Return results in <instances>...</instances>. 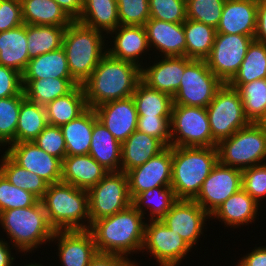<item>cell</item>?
Returning <instances> with one entry per match:
<instances>
[{
    "instance_id": "obj_23",
    "label": "cell",
    "mask_w": 266,
    "mask_h": 266,
    "mask_svg": "<svg viewBox=\"0 0 266 266\" xmlns=\"http://www.w3.org/2000/svg\"><path fill=\"white\" fill-rule=\"evenodd\" d=\"M258 0H225L217 33L241 34L254 38Z\"/></svg>"
},
{
    "instance_id": "obj_46",
    "label": "cell",
    "mask_w": 266,
    "mask_h": 266,
    "mask_svg": "<svg viewBox=\"0 0 266 266\" xmlns=\"http://www.w3.org/2000/svg\"><path fill=\"white\" fill-rule=\"evenodd\" d=\"M150 18L171 23H183L186 17V0H149Z\"/></svg>"
},
{
    "instance_id": "obj_21",
    "label": "cell",
    "mask_w": 266,
    "mask_h": 266,
    "mask_svg": "<svg viewBox=\"0 0 266 266\" xmlns=\"http://www.w3.org/2000/svg\"><path fill=\"white\" fill-rule=\"evenodd\" d=\"M108 34H110L113 38L112 41L111 39L109 41L111 42L109 45L111 47L106 49L110 56L116 59L134 63L140 68L146 64H143L142 55H146L147 51H152V49H150L144 26L119 25L116 29L110 31Z\"/></svg>"
},
{
    "instance_id": "obj_44",
    "label": "cell",
    "mask_w": 266,
    "mask_h": 266,
    "mask_svg": "<svg viewBox=\"0 0 266 266\" xmlns=\"http://www.w3.org/2000/svg\"><path fill=\"white\" fill-rule=\"evenodd\" d=\"M225 0H186V17L217 28Z\"/></svg>"
},
{
    "instance_id": "obj_4",
    "label": "cell",
    "mask_w": 266,
    "mask_h": 266,
    "mask_svg": "<svg viewBox=\"0 0 266 266\" xmlns=\"http://www.w3.org/2000/svg\"><path fill=\"white\" fill-rule=\"evenodd\" d=\"M106 34L77 20L65 29L62 48L65 51L71 76L82 85L107 53ZM107 46V47H106ZM105 49V50H104Z\"/></svg>"
},
{
    "instance_id": "obj_58",
    "label": "cell",
    "mask_w": 266,
    "mask_h": 266,
    "mask_svg": "<svg viewBox=\"0 0 266 266\" xmlns=\"http://www.w3.org/2000/svg\"><path fill=\"white\" fill-rule=\"evenodd\" d=\"M258 124L265 130L266 132V113L262 117V119L258 122Z\"/></svg>"
},
{
    "instance_id": "obj_9",
    "label": "cell",
    "mask_w": 266,
    "mask_h": 266,
    "mask_svg": "<svg viewBox=\"0 0 266 266\" xmlns=\"http://www.w3.org/2000/svg\"><path fill=\"white\" fill-rule=\"evenodd\" d=\"M206 109L212 138L217 144L250 123L239 92L227 83L216 91Z\"/></svg>"
},
{
    "instance_id": "obj_11",
    "label": "cell",
    "mask_w": 266,
    "mask_h": 266,
    "mask_svg": "<svg viewBox=\"0 0 266 266\" xmlns=\"http://www.w3.org/2000/svg\"><path fill=\"white\" fill-rule=\"evenodd\" d=\"M223 82L209 69L205 60L193 59L186 67L173 105L206 108Z\"/></svg>"
},
{
    "instance_id": "obj_12",
    "label": "cell",
    "mask_w": 266,
    "mask_h": 266,
    "mask_svg": "<svg viewBox=\"0 0 266 266\" xmlns=\"http://www.w3.org/2000/svg\"><path fill=\"white\" fill-rule=\"evenodd\" d=\"M191 249L179 233L161 220H148L145 223L142 253L149 252L159 266H179Z\"/></svg>"
},
{
    "instance_id": "obj_22",
    "label": "cell",
    "mask_w": 266,
    "mask_h": 266,
    "mask_svg": "<svg viewBox=\"0 0 266 266\" xmlns=\"http://www.w3.org/2000/svg\"><path fill=\"white\" fill-rule=\"evenodd\" d=\"M148 43L159 56H186L183 23H171L149 18L144 25ZM155 48V49H154ZM161 52V53H160Z\"/></svg>"
},
{
    "instance_id": "obj_56",
    "label": "cell",
    "mask_w": 266,
    "mask_h": 266,
    "mask_svg": "<svg viewBox=\"0 0 266 266\" xmlns=\"http://www.w3.org/2000/svg\"><path fill=\"white\" fill-rule=\"evenodd\" d=\"M74 21L78 20L83 9V0H54Z\"/></svg>"
},
{
    "instance_id": "obj_24",
    "label": "cell",
    "mask_w": 266,
    "mask_h": 266,
    "mask_svg": "<svg viewBox=\"0 0 266 266\" xmlns=\"http://www.w3.org/2000/svg\"><path fill=\"white\" fill-rule=\"evenodd\" d=\"M108 171L91 155H66L62 160L61 182L90 190Z\"/></svg>"
},
{
    "instance_id": "obj_39",
    "label": "cell",
    "mask_w": 266,
    "mask_h": 266,
    "mask_svg": "<svg viewBox=\"0 0 266 266\" xmlns=\"http://www.w3.org/2000/svg\"><path fill=\"white\" fill-rule=\"evenodd\" d=\"M0 172L11 184L31 192L39 200L47 191L49 184L44 179L18 165L6 152L1 155Z\"/></svg>"
},
{
    "instance_id": "obj_37",
    "label": "cell",
    "mask_w": 266,
    "mask_h": 266,
    "mask_svg": "<svg viewBox=\"0 0 266 266\" xmlns=\"http://www.w3.org/2000/svg\"><path fill=\"white\" fill-rule=\"evenodd\" d=\"M177 201L171 186H159L139 193L132 205L146 218L145 211L149 210V220H161Z\"/></svg>"
},
{
    "instance_id": "obj_16",
    "label": "cell",
    "mask_w": 266,
    "mask_h": 266,
    "mask_svg": "<svg viewBox=\"0 0 266 266\" xmlns=\"http://www.w3.org/2000/svg\"><path fill=\"white\" fill-rule=\"evenodd\" d=\"M126 174L131 200L151 188L171 186L172 146L166 147L145 164L129 170Z\"/></svg>"
},
{
    "instance_id": "obj_59",
    "label": "cell",
    "mask_w": 266,
    "mask_h": 266,
    "mask_svg": "<svg viewBox=\"0 0 266 266\" xmlns=\"http://www.w3.org/2000/svg\"><path fill=\"white\" fill-rule=\"evenodd\" d=\"M24 266H43L42 264H40L39 262L38 263H28V264H26V265H24Z\"/></svg>"
},
{
    "instance_id": "obj_35",
    "label": "cell",
    "mask_w": 266,
    "mask_h": 266,
    "mask_svg": "<svg viewBox=\"0 0 266 266\" xmlns=\"http://www.w3.org/2000/svg\"><path fill=\"white\" fill-rule=\"evenodd\" d=\"M47 125L45 106L25 98L20 106L15 143L34 141Z\"/></svg>"
},
{
    "instance_id": "obj_42",
    "label": "cell",
    "mask_w": 266,
    "mask_h": 266,
    "mask_svg": "<svg viewBox=\"0 0 266 266\" xmlns=\"http://www.w3.org/2000/svg\"><path fill=\"white\" fill-rule=\"evenodd\" d=\"M229 86L239 92L246 118L258 123L266 113V78Z\"/></svg>"
},
{
    "instance_id": "obj_8",
    "label": "cell",
    "mask_w": 266,
    "mask_h": 266,
    "mask_svg": "<svg viewBox=\"0 0 266 266\" xmlns=\"http://www.w3.org/2000/svg\"><path fill=\"white\" fill-rule=\"evenodd\" d=\"M170 146L214 147L207 109L173 105L170 121Z\"/></svg>"
},
{
    "instance_id": "obj_5",
    "label": "cell",
    "mask_w": 266,
    "mask_h": 266,
    "mask_svg": "<svg viewBox=\"0 0 266 266\" xmlns=\"http://www.w3.org/2000/svg\"><path fill=\"white\" fill-rule=\"evenodd\" d=\"M40 201L48 222L55 231L89 230L90 216L86 190L63 182L49 184Z\"/></svg>"
},
{
    "instance_id": "obj_7",
    "label": "cell",
    "mask_w": 266,
    "mask_h": 266,
    "mask_svg": "<svg viewBox=\"0 0 266 266\" xmlns=\"http://www.w3.org/2000/svg\"><path fill=\"white\" fill-rule=\"evenodd\" d=\"M216 147L225 166L243 170L266 163V132L258 123L250 122Z\"/></svg>"
},
{
    "instance_id": "obj_29",
    "label": "cell",
    "mask_w": 266,
    "mask_h": 266,
    "mask_svg": "<svg viewBox=\"0 0 266 266\" xmlns=\"http://www.w3.org/2000/svg\"><path fill=\"white\" fill-rule=\"evenodd\" d=\"M93 108H88L78 118L60 126L67 155L89 154L93 125L97 121Z\"/></svg>"
},
{
    "instance_id": "obj_10",
    "label": "cell",
    "mask_w": 266,
    "mask_h": 266,
    "mask_svg": "<svg viewBox=\"0 0 266 266\" xmlns=\"http://www.w3.org/2000/svg\"><path fill=\"white\" fill-rule=\"evenodd\" d=\"M88 192L90 225L118 213L132 204L128 177L123 171L108 172Z\"/></svg>"
},
{
    "instance_id": "obj_40",
    "label": "cell",
    "mask_w": 266,
    "mask_h": 266,
    "mask_svg": "<svg viewBox=\"0 0 266 266\" xmlns=\"http://www.w3.org/2000/svg\"><path fill=\"white\" fill-rule=\"evenodd\" d=\"M66 27L26 24L30 59L60 49Z\"/></svg>"
},
{
    "instance_id": "obj_54",
    "label": "cell",
    "mask_w": 266,
    "mask_h": 266,
    "mask_svg": "<svg viewBox=\"0 0 266 266\" xmlns=\"http://www.w3.org/2000/svg\"><path fill=\"white\" fill-rule=\"evenodd\" d=\"M248 252L236 266H266V246L255 247Z\"/></svg>"
},
{
    "instance_id": "obj_15",
    "label": "cell",
    "mask_w": 266,
    "mask_h": 266,
    "mask_svg": "<svg viewBox=\"0 0 266 266\" xmlns=\"http://www.w3.org/2000/svg\"><path fill=\"white\" fill-rule=\"evenodd\" d=\"M211 216L194 200H177L161 221L194 248Z\"/></svg>"
},
{
    "instance_id": "obj_43",
    "label": "cell",
    "mask_w": 266,
    "mask_h": 266,
    "mask_svg": "<svg viewBox=\"0 0 266 266\" xmlns=\"http://www.w3.org/2000/svg\"><path fill=\"white\" fill-rule=\"evenodd\" d=\"M24 99L25 95L0 99V146L3 148L15 143L20 106Z\"/></svg>"
},
{
    "instance_id": "obj_38",
    "label": "cell",
    "mask_w": 266,
    "mask_h": 266,
    "mask_svg": "<svg viewBox=\"0 0 266 266\" xmlns=\"http://www.w3.org/2000/svg\"><path fill=\"white\" fill-rule=\"evenodd\" d=\"M138 116H171L173 97L140 81L132 95Z\"/></svg>"
},
{
    "instance_id": "obj_3",
    "label": "cell",
    "mask_w": 266,
    "mask_h": 266,
    "mask_svg": "<svg viewBox=\"0 0 266 266\" xmlns=\"http://www.w3.org/2000/svg\"><path fill=\"white\" fill-rule=\"evenodd\" d=\"M219 162L217 147H173L171 188L177 200H194Z\"/></svg>"
},
{
    "instance_id": "obj_57",
    "label": "cell",
    "mask_w": 266,
    "mask_h": 266,
    "mask_svg": "<svg viewBox=\"0 0 266 266\" xmlns=\"http://www.w3.org/2000/svg\"><path fill=\"white\" fill-rule=\"evenodd\" d=\"M7 242L5 239L0 238V266H13L15 264L13 263L15 261L14 255H11V249L13 248H10L11 244Z\"/></svg>"
},
{
    "instance_id": "obj_20",
    "label": "cell",
    "mask_w": 266,
    "mask_h": 266,
    "mask_svg": "<svg viewBox=\"0 0 266 266\" xmlns=\"http://www.w3.org/2000/svg\"><path fill=\"white\" fill-rule=\"evenodd\" d=\"M150 66L141 67V81L148 87L174 96L185 67L193 60L186 56H162ZM156 62V63H155ZM149 66V67H147Z\"/></svg>"
},
{
    "instance_id": "obj_26",
    "label": "cell",
    "mask_w": 266,
    "mask_h": 266,
    "mask_svg": "<svg viewBox=\"0 0 266 266\" xmlns=\"http://www.w3.org/2000/svg\"><path fill=\"white\" fill-rule=\"evenodd\" d=\"M165 148L166 146L159 139L135 130L122 143L120 171L127 173L145 164Z\"/></svg>"
},
{
    "instance_id": "obj_60",
    "label": "cell",
    "mask_w": 266,
    "mask_h": 266,
    "mask_svg": "<svg viewBox=\"0 0 266 266\" xmlns=\"http://www.w3.org/2000/svg\"><path fill=\"white\" fill-rule=\"evenodd\" d=\"M258 1L266 3V0H258Z\"/></svg>"
},
{
    "instance_id": "obj_2",
    "label": "cell",
    "mask_w": 266,
    "mask_h": 266,
    "mask_svg": "<svg viewBox=\"0 0 266 266\" xmlns=\"http://www.w3.org/2000/svg\"><path fill=\"white\" fill-rule=\"evenodd\" d=\"M141 81V68L106 53L82 84L89 108L133 95Z\"/></svg>"
},
{
    "instance_id": "obj_48",
    "label": "cell",
    "mask_w": 266,
    "mask_h": 266,
    "mask_svg": "<svg viewBox=\"0 0 266 266\" xmlns=\"http://www.w3.org/2000/svg\"><path fill=\"white\" fill-rule=\"evenodd\" d=\"M242 188L259 204L266 198V163L242 170Z\"/></svg>"
},
{
    "instance_id": "obj_47",
    "label": "cell",
    "mask_w": 266,
    "mask_h": 266,
    "mask_svg": "<svg viewBox=\"0 0 266 266\" xmlns=\"http://www.w3.org/2000/svg\"><path fill=\"white\" fill-rule=\"evenodd\" d=\"M120 25H141L150 18L149 0H117Z\"/></svg>"
},
{
    "instance_id": "obj_14",
    "label": "cell",
    "mask_w": 266,
    "mask_h": 266,
    "mask_svg": "<svg viewBox=\"0 0 266 266\" xmlns=\"http://www.w3.org/2000/svg\"><path fill=\"white\" fill-rule=\"evenodd\" d=\"M242 188V170L219 162L204 180L194 199L210 216L234 193Z\"/></svg>"
},
{
    "instance_id": "obj_31",
    "label": "cell",
    "mask_w": 266,
    "mask_h": 266,
    "mask_svg": "<svg viewBox=\"0 0 266 266\" xmlns=\"http://www.w3.org/2000/svg\"><path fill=\"white\" fill-rule=\"evenodd\" d=\"M78 85L80 84L74 78L22 79L25 98L43 106L68 94Z\"/></svg>"
},
{
    "instance_id": "obj_55",
    "label": "cell",
    "mask_w": 266,
    "mask_h": 266,
    "mask_svg": "<svg viewBox=\"0 0 266 266\" xmlns=\"http://www.w3.org/2000/svg\"><path fill=\"white\" fill-rule=\"evenodd\" d=\"M254 39L266 44V3L258 1L257 25Z\"/></svg>"
},
{
    "instance_id": "obj_52",
    "label": "cell",
    "mask_w": 266,
    "mask_h": 266,
    "mask_svg": "<svg viewBox=\"0 0 266 266\" xmlns=\"http://www.w3.org/2000/svg\"><path fill=\"white\" fill-rule=\"evenodd\" d=\"M24 95L22 74L17 70L0 65V99Z\"/></svg>"
},
{
    "instance_id": "obj_28",
    "label": "cell",
    "mask_w": 266,
    "mask_h": 266,
    "mask_svg": "<svg viewBox=\"0 0 266 266\" xmlns=\"http://www.w3.org/2000/svg\"><path fill=\"white\" fill-rule=\"evenodd\" d=\"M26 24L0 32V65L23 73L29 60Z\"/></svg>"
},
{
    "instance_id": "obj_41",
    "label": "cell",
    "mask_w": 266,
    "mask_h": 266,
    "mask_svg": "<svg viewBox=\"0 0 266 266\" xmlns=\"http://www.w3.org/2000/svg\"><path fill=\"white\" fill-rule=\"evenodd\" d=\"M263 78H266V44L253 39L239 70L227 84L243 85Z\"/></svg>"
},
{
    "instance_id": "obj_19",
    "label": "cell",
    "mask_w": 266,
    "mask_h": 266,
    "mask_svg": "<svg viewBox=\"0 0 266 266\" xmlns=\"http://www.w3.org/2000/svg\"><path fill=\"white\" fill-rule=\"evenodd\" d=\"M54 240L55 243L58 240V258L62 266H88L98 253L89 230H56L51 241Z\"/></svg>"
},
{
    "instance_id": "obj_49",
    "label": "cell",
    "mask_w": 266,
    "mask_h": 266,
    "mask_svg": "<svg viewBox=\"0 0 266 266\" xmlns=\"http://www.w3.org/2000/svg\"><path fill=\"white\" fill-rule=\"evenodd\" d=\"M39 148L61 160L65 158L66 144L60 126L47 125L34 140Z\"/></svg>"
},
{
    "instance_id": "obj_34",
    "label": "cell",
    "mask_w": 266,
    "mask_h": 266,
    "mask_svg": "<svg viewBox=\"0 0 266 266\" xmlns=\"http://www.w3.org/2000/svg\"><path fill=\"white\" fill-rule=\"evenodd\" d=\"M73 78L68 68L64 49L31 58L22 73V79Z\"/></svg>"
},
{
    "instance_id": "obj_27",
    "label": "cell",
    "mask_w": 266,
    "mask_h": 266,
    "mask_svg": "<svg viewBox=\"0 0 266 266\" xmlns=\"http://www.w3.org/2000/svg\"><path fill=\"white\" fill-rule=\"evenodd\" d=\"M121 150L122 144L97 120L93 125L89 155L108 172H118L121 168Z\"/></svg>"
},
{
    "instance_id": "obj_25",
    "label": "cell",
    "mask_w": 266,
    "mask_h": 266,
    "mask_svg": "<svg viewBox=\"0 0 266 266\" xmlns=\"http://www.w3.org/2000/svg\"><path fill=\"white\" fill-rule=\"evenodd\" d=\"M259 206L243 188L224 201L211 215L212 219H219V222L230 228H237L252 224L259 216ZM258 215V216H257Z\"/></svg>"
},
{
    "instance_id": "obj_36",
    "label": "cell",
    "mask_w": 266,
    "mask_h": 266,
    "mask_svg": "<svg viewBox=\"0 0 266 266\" xmlns=\"http://www.w3.org/2000/svg\"><path fill=\"white\" fill-rule=\"evenodd\" d=\"M186 39V57L195 60H205L213 47L216 29L204 23L191 19L183 22Z\"/></svg>"
},
{
    "instance_id": "obj_53",
    "label": "cell",
    "mask_w": 266,
    "mask_h": 266,
    "mask_svg": "<svg viewBox=\"0 0 266 266\" xmlns=\"http://www.w3.org/2000/svg\"><path fill=\"white\" fill-rule=\"evenodd\" d=\"M88 266H139L131 259H126L116 254L97 253Z\"/></svg>"
},
{
    "instance_id": "obj_33",
    "label": "cell",
    "mask_w": 266,
    "mask_h": 266,
    "mask_svg": "<svg viewBox=\"0 0 266 266\" xmlns=\"http://www.w3.org/2000/svg\"><path fill=\"white\" fill-rule=\"evenodd\" d=\"M117 0H83V9L78 22L108 33L119 24Z\"/></svg>"
},
{
    "instance_id": "obj_13",
    "label": "cell",
    "mask_w": 266,
    "mask_h": 266,
    "mask_svg": "<svg viewBox=\"0 0 266 266\" xmlns=\"http://www.w3.org/2000/svg\"><path fill=\"white\" fill-rule=\"evenodd\" d=\"M253 39L241 34L216 33L211 52L205 59L209 69L223 83H228L239 70Z\"/></svg>"
},
{
    "instance_id": "obj_45",
    "label": "cell",
    "mask_w": 266,
    "mask_h": 266,
    "mask_svg": "<svg viewBox=\"0 0 266 266\" xmlns=\"http://www.w3.org/2000/svg\"><path fill=\"white\" fill-rule=\"evenodd\" d=\"M38 200L31 192L11 184L0 172V213L9 209L30 207Z\"/></svg>"
},
{
    "instance_id": "obj_32",
    "label": "cell",
    "mask_w": 266,
    "mask_h": 266,
    "mask_svg": "<svg viewBox=\"0 0 266 266\" xmlns=\"http://www.w3.org/2000/svg\"><path fill=\"white\" fill-rule=\"evenodd\" d=\"M20 1L24 24L68 26L73 21L54 0Z\"/></svg>"
},
{
    "instance_id": "obj_17",
    "label": "cell",
    "mask_w": 266,
    "mask_h": 266,
    "mask_svg": "<svg viewBox=\"0 0 266 266\" xmlns=\"http://www.w3.org/2000/svg\"><path fill=\"white\" fill-rule=\"evenodd\" d=\"M18 165L37 174L48 184L61 182L62 160L32 142L10 144L5 151Z\"/></svg>"
},
{
    "instance_id": "obj_51",
    "label": "cell",
    "mask_w": 266,
    "mask_h": 266,
    "mask_svg": "<svg viewBox=\"0 0 266 266\" xmlns=\"http://www.w3.org/2000/svg\"><path fill=\"white\" fill-rule=\"evenodd\" d=\"M24 24L20 0H0V32Z\"/></svg>"
},
{
    "instance_id": "obj_1",
    "label": "cell",
    "mask_w": 266,
    "mask_h": 266,
    "mask_svg": "<svg viewBox=\"0 0 266 266\" xmlns=\"http://www.w3.org/2000/svg\"><path fill=\"white\" fill-rule=\"evenodd\" d=\"M144 216L131 204L126 209L91 223L98 253L116 254L129 259V254L142 251L144 243Z\"/></svg>"
},
{
    "instance_id": "obj_6",
    "label": "cell",
    "mask_w": 266,
    "mask_h": 266,
    "mask_svg": "<svg viewBox=\"0 0 266 266\" xmlns=\"http://www.w3.org/2000/svg\"><path fill=\"white\" fill-rule=\"evenodd\" d=\"M0 225L7 233V238H10L12 247L25 255L50 243L55 231L48 222L40 200L30 207L1 212Z\"/></svg>"
},
{
    "instance_id": "obj_50",
    "label": "cell",
    "mask_w": 266,
    "mask_h": 266,
    "mask_svg": "<svg viewBox=\"0 0 266 266\" xmlns=\"http://www.w3.org/2000/svg\"><path fill=\"white\" fill-rule=\"evenodd\" d=\"M171 116H138L137 130L159 139L166 147L170 146Z\"/></svg>"
},
{
    "instance_id": "obj_30",
    "label": "cell",
    "mask_w": 266,
    "mask_h": 266,
    "mask_svg": "<svg viewBox=\"0 0 266 266\" xmlns=\"http://www.w3.org/2000/svg\"><path fill=\"white\" fill-rule=\"evenodd\" d=\"M49 125L61 126L78 118L89 107L82 85L75 86L68 94L49 102L46 106Z\"/></svg>"
},
{
    "instance_id": "obj_18",
    "label": "cell",
    "mask_w": 266,
    "mask_h": 266,
    "mask_svg": "<svg viewBox=\"0 0 266 266\" xmlns=\"http://www.w3.org/2000/svg\"><path fill=\"white\" fill-rule=\"evenodd\" d=\"M94 111L97 119L121 144L137 130L138 113L132 96L103 103Z\"/></svg>"
}]
</instances>
